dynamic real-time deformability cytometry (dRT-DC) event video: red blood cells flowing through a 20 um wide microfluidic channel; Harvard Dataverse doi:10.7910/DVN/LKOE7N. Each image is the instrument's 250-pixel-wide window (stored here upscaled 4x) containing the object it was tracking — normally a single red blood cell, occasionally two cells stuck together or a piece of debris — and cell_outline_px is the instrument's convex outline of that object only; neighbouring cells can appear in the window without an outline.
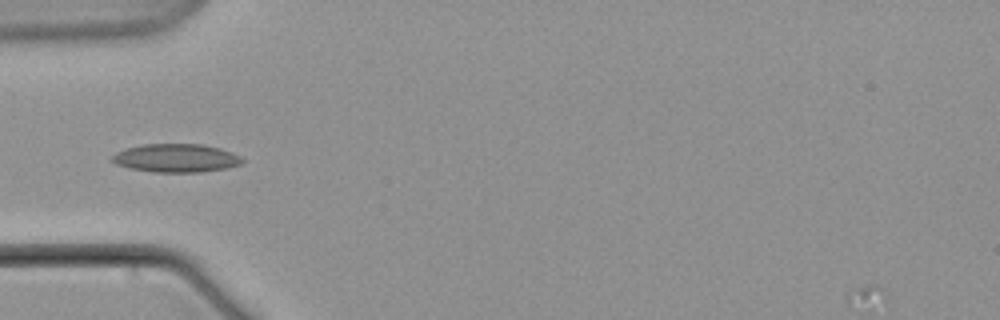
{"species": "common noctule bat (a hibernating species)", "species_latin": "Nyctalus noctula", "temperature_condition": "warm", "stored_images_in_passage": 6, "camera_frame_rate_fps": 3000, "um_per_image_px": 0.085, "animal": {"sex": "male", "body_mass_g": 21.5, "forearm_length_mm": 52.0}, "frame": {"image": 1, "passage_image": 5, "time_ms": 5.667, "image_size_px": [1000, 320], "cell_outline_px": [[244, 160], [240, 164], [228, 168], [200, 172], [152, 172], [128, 168], [116, 164], [112, 160], [112, 156], [116, 152], [128, 148], [144, 144], [204, 144], [220, 148], [232, 152], [240, 156]], "centroid_in_image_um": [14.98, 13.44], "position_along_channel_um": 70.0, "area_um2": 21.56}}